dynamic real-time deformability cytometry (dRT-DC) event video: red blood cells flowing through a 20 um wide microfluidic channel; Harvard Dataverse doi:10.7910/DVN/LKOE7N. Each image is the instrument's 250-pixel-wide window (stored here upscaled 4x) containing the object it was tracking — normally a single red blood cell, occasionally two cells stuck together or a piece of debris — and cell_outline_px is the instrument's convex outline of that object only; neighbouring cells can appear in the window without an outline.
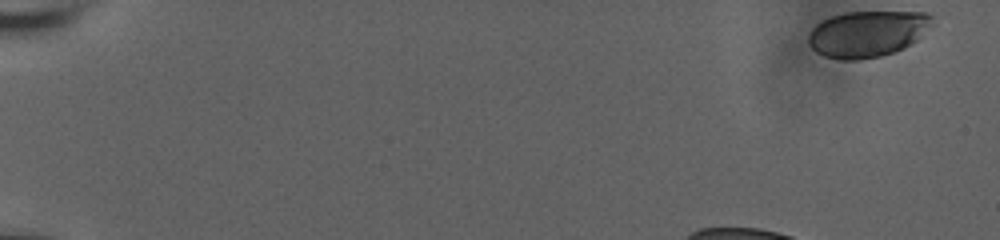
{"species": "human", "species_latin": "Homo sapiens", "temperature_condition": "room temperature", "stored_images_in_passage": 44, "camera_frame_rate_fps": 3000, "um_per_image_px": 0.085, "donor": {"sex": "male"}, "frame": {"image": 1, "passage_image": 1, "time_ms": 0.0, "image_size_px": [1000, 240], "cell_outline_px": [[936, 24], [916, 40], [904, 48], [880, 56], [860, 60], [840, 60], [824, 56], [816, 52], [808, 44], [808, 36], [812, 28], [816, 24], [832, 16], [848, 12], [924, 12], [932, 16]], "centroid_in_image_um": [73.75, 2.87], "position_along_channel_um": 11.2, "area_um2": 33.52}}
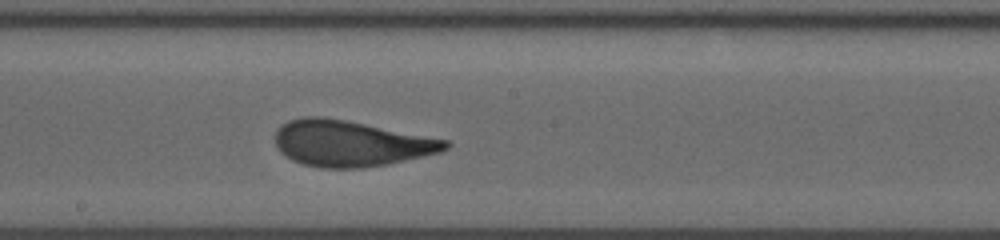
{"frame": {"image": 2, "passage_image": 29, "time_ms": 9.333, "image_size_px": [1000, 240], "cell_outline_px": [[452, 144], [448, 148], [440, 152], [388, 164], [364, 168], [320, 168], [304, 164], [292, 160], [280, 152], [276, 144], [276, 128], [280, 124], [288, 120], [304, 116], [324, 116], [448, 140]], "centroid_in_image_um": [29.77, 12.19], "position_along_channel_um": 218.4, "area_um2": 45.6}}
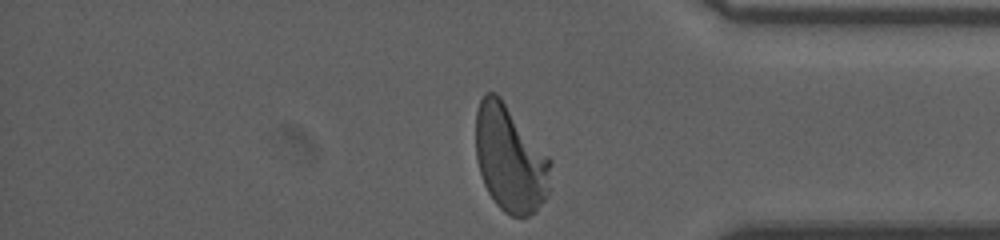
{"frame": {"image": 3, "passage_image": 44, "time_ms": 14.333, "image_size_px": [1000, 240], "cell_outline_px": [[552, 164], [548, 192], [544, 200], [536, 212], [528, 216], [512, 216], [504, 212], [496, 204], [488, 192], [484, 184], [476, 160], [476, 112], [480, 100], [484, 92], [496, 92], [500, 96], [552, 160]], "centroid_in_image_um": [43.36, 13.49], "position_along_channel_um": 391.8, "area_um2": 46.64}, "authors_computed_cell_mechanics": {"area_um2": 45.373, "velocity_mm_per_s": 3.709, "shape_relaxation_time_tau1_ms": 3.9406, "shape_relaxation_time_tau2_ms": 0.8405, "deformation_change_tau1": 0.2012, "deformation_change_tau2": 0.0852}}